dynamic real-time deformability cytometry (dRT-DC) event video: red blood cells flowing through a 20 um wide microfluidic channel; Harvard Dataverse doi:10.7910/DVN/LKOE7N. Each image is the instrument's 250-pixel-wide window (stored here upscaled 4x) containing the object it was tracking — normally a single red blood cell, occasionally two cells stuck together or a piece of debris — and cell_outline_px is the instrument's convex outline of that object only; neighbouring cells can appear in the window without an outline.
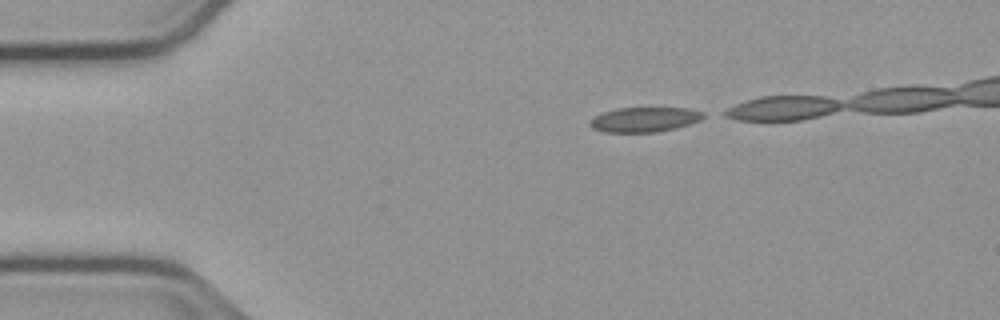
{"species": "common noctule bat (a hibernating species)", "species_latin": "Nyctalus noctula", "temperature_condition": "cold", "stored_images_in_passage": 14, "camera_frame_rate_fps": 3000, "um_per_image_px": 0.085, "animal": {"sex": "male", "body_mass_g": 23.1, "forearm_length_mm": 52.7}, "frame": {"image": 1, "passage_image": 1, "time_ms": 0.0, "image_size_px": [1000, 320], "cell_outline_px": [[708, 116], [700, 120], [676, 128], [656, 132], [604, 132], [592, 128], [588, 124], [588, 120], [604, 112], [616, 108], [688, 108], [704, 112]], "centroid_in_image_um": [54.79, 10.16], "position_along_channel_um": 30.2, "area_um2": 16.47}}
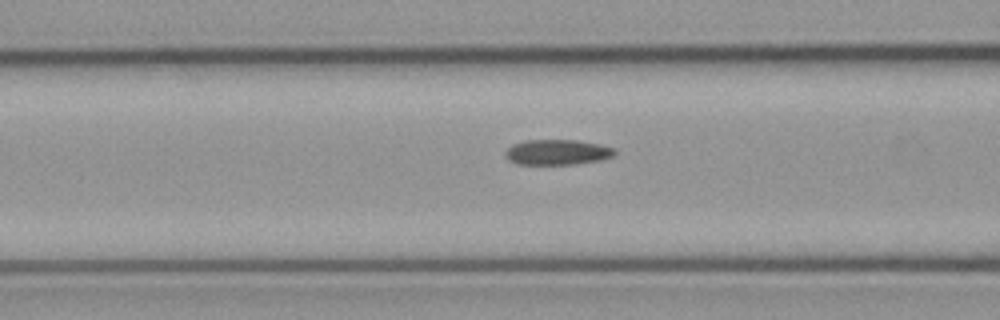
{"frame": {"image": 2, "passage_image": 12, "time_ms": 3.667, "image_size_px": [1000, 320], "cell_outline_px": [[616, 152], [612, 156], [600, 160], [576, 164], [516, 164], [508, 160], [504, 156], [504, 152], [512, 144], [524, 140], [576, 140], [600, 144], [616, 148]], "centroid_in_image_um": [47.34, 12.93], "position_along_channel_um": 119.3, "area_um2": 16.3}}